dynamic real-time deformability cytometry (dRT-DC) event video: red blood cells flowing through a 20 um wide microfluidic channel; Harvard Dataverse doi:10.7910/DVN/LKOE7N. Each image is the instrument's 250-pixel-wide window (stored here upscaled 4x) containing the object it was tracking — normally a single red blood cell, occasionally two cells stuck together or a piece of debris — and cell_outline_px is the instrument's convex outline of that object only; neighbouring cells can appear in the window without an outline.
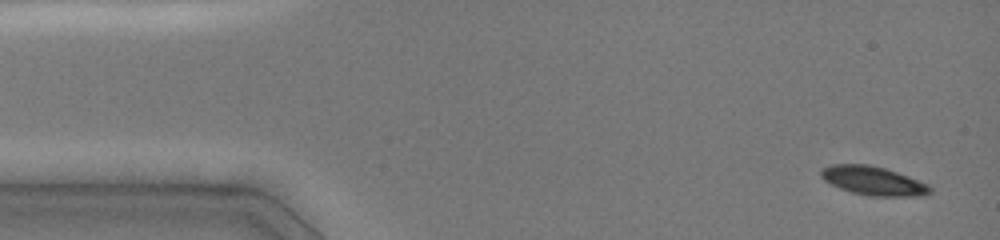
{"species": "common noctule bat (a hibernating species)", "species_latin": "Nyctalus noctula", "temperature_condition": "cold", "stored_images_in_passage": 46, "camera_frame_rate_fps": 3000, "um_per_image_px": 0.085, "animal": {"sex": "female", "body_mass_g": 19.0, "forearm_length_mm": 51.5}, "frame": {"image": 1, "passage_image": 1, "time_ms": 0.0, "image_size_px": [1000, 240], "cell_outline_px": [[932, 192], [924, 196], [868, 196], [852, 192], [840, 188], [824, 180], [820, 176], [820, 172], [824, 168], [832, 164], [868, 164], [884, 168], [908, 176], [928, 184], [932, 188]], "centroid_in_image_um": [74.25, 15.37], "position_along_channel_um": 10.7, "area_um2": 18.26}}
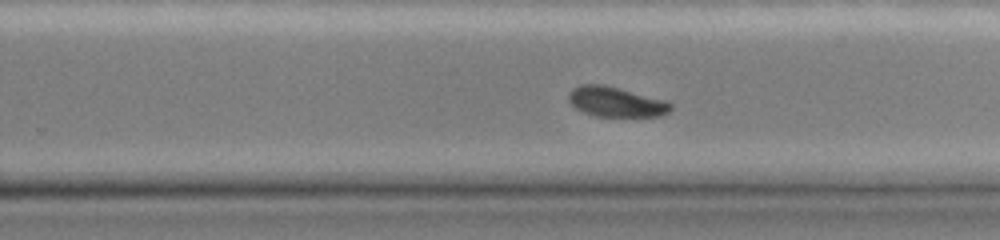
{"frame": {"image": 2, "passage_image": 26, "time_ms": 9.333, "image_size_px": [1000, 240], "cell_outline_px": [[672, 108], [668, 112], [660, 116], [596, 116], [584, 112], [576, 108], [568, 100], [568, 92], [572, 88], [580, 84], [604, 84], [668, 100], [672, 104]], "centroid_in_image_um": [52.36, 8.64], "position_along_channel_um": 277.4, "area_um2": 18.03}}
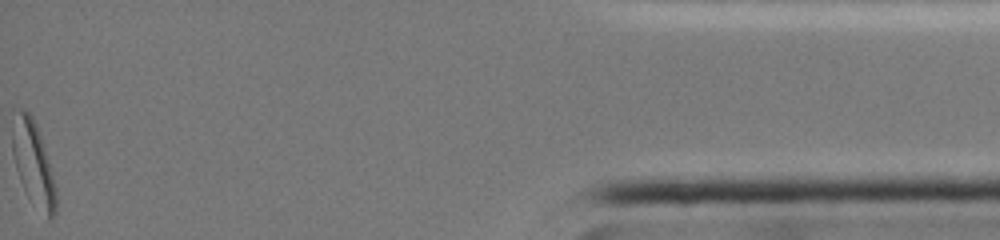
{"frame": {"image": 3, "passage_image": 46, "time_ms": 15.333, "image_size_px": [1000, 240], "cell_outline_px": [[56, 212], [52, 220], [48, 220], [28, 196], [20, 180], [16, 168], [12, 152], [12, 108], [24, 108], [32, 116], [36, 124], [44, 148], [56, 188]], "centroid_in_image_um": [2.79, 13.84], "position_along_channel_um": 432.4, "area_um2": 21.44}, "authors_computed_cell_mechanics": {"area_um2": 19.3919, "velocity_mm_per_s": 3.9862, "shape_relaxation_time_tau1_ms": 1.9246, "shape_relaxation_time_tau2_ms": 9.0324, "deformation_change_tau1": 0.1043, "deformation_change_tau2": 0.1354}}